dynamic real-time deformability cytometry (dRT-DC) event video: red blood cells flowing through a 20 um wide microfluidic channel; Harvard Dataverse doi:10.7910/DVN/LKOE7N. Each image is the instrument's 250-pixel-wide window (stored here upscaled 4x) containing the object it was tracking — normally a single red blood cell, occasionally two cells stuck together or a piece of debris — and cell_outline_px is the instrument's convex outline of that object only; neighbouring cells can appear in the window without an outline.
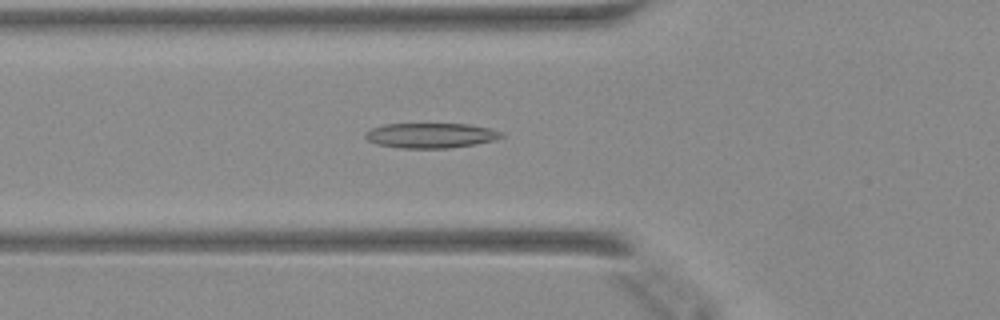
{"species": "Egyptian fruit bat (a non-hibernating species)", "species_latin": "Rousettus aegyptiacus", "temperature_condition": "warm", "stored_images_in_passage": 48, "camera_frame_rate_fps": 3000, "um_per_image_px": 0.085, "animal": {"sex": "female"}, "frame": {"image": 1, "passage_image": 18, "time_ms": 5.667, "image_size_px": [1000, 320], "cell_outline_px": [[504, 136], [492, 140], [472, 144], [448, 148], [400, 148], [376, 144], [368, 140], [364, 136], [364, 132], [372, 128], [384, 124], [468, 124], [488, 128], [504, 132]], "centroid_in_image_um": [36.57, 11.51], "position_along_channel_um": 89.2, "area_um2": 19.71}}
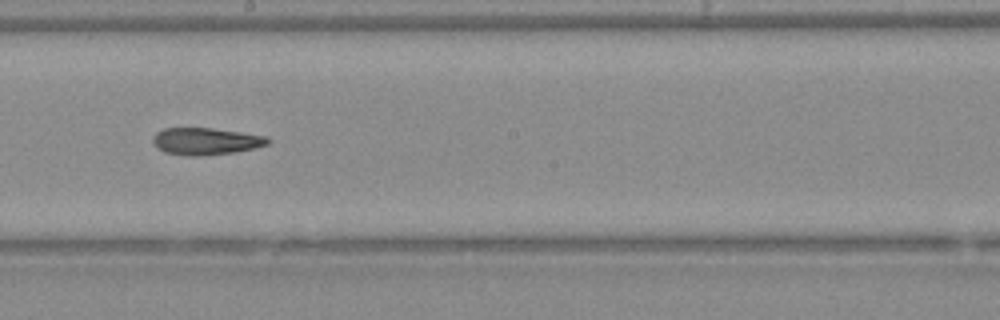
{"frame": {"image": 2, "passage_image": 28, "time_ms": 9.0, "image_size_px": [1000, 320], "cell_outline_px": [[272, 140], [268, 144], [252, 148], [232, 152], [196, 156], [188, 156], [164, 152], [156, 148], [152, 140], [152, 136], [156, 132], [164, 128], [212, 128], [240, 132], [264, 136]], "centroid_in_image_um": [17.43, 12.0], "position_along_channel_um": 230.8, "area_um2": 17.98}}
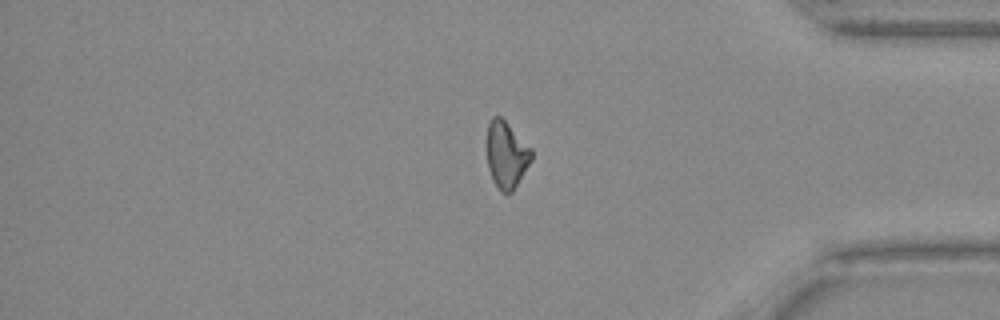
{"frame": {"image": 3, "passage_image": 41, "time_ms": 13.333, "image_size_px": [1000, 320], "cell_outline_px": [[532, 160], [512, 192], [500, 192], [492, 180], [488, 168], [488, 124], [492, 116], [500, 116], [532, 148]], "centroid_in_image_um": [43.06, 13.17], "position_along_channel_um": 392.1, "area_um2": 17.17}}